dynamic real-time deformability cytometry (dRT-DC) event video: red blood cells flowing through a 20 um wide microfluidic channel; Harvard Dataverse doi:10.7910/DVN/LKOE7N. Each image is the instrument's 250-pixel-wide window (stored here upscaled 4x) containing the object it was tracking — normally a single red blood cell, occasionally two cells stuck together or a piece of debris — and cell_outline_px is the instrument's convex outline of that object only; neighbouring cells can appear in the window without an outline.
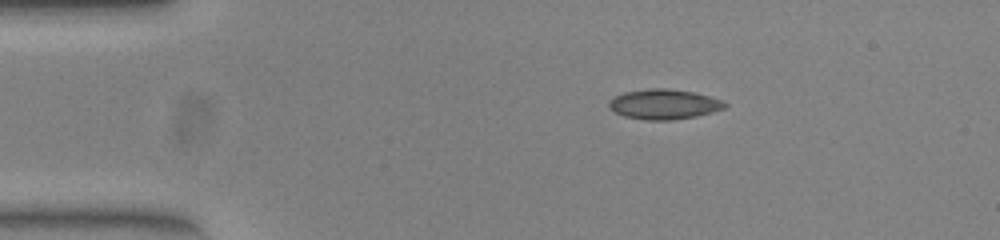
{"species": "common noctule bat (a hibernating species)", "species_latin": "Nyctalus noctula", "temperature_condition": "warm", "stored_images_in_passage": 44, "camera_frame_rate_fps": 3000, "um_per_image_px": 0.085, "animal": {"sex": "female", "body_mass_g": 23.0, "forearm_length_mm": 53.4}, "frame": {"image": 1, "passage_image": 1, "time_ms": 0.0, "image_size_px": [1000, 240], "cell_outline_px": [[728, 104], [724, 108], [712, 112], [696, 116], [672, 120], [644, 120], [624, 116], [608, 108], [608, 104], [616, 96], [624, 92], [648, 88], [668, 88], [696, 92], [724, 100]], "centroid_in_image_um": [56.47, 8.85], "position_along_channel_um": 28.5, "area_um2": 20.4}}
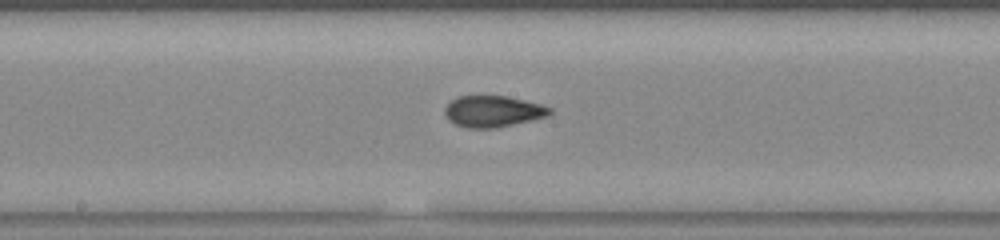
{"frame": {"image": 2, "passage_image": 19, "time_ms": 6.0, "image_size_px": [1000, 240], "cell_outline_px": [[552, 112], [548, 116], [532, 120], [496, 128], [468, 128], [456, 124], [448, 120], [444, 112], [444, 108], [452, 100], [460, 96], [508, 96], [540, 104], [552, 108]], "centroid_in_image_um": [41.91, 9.47], "position_along_channel_um": 206.3, "area_um2": 19.13}}
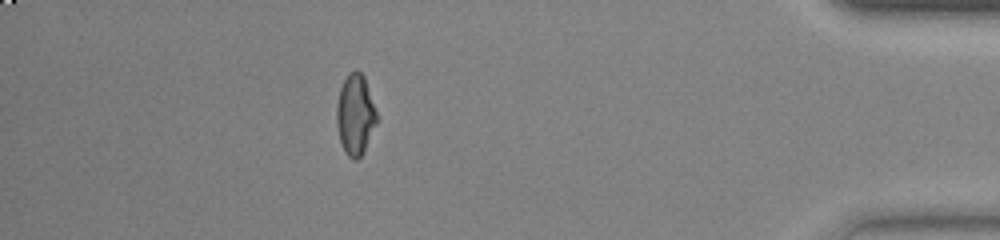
{"frame": {"image": 3, "passage_image": 38, "time_ms": 12.333, "image_size_px": [1000, 240], "cell_outline_px": [[376, 124], [364, 152], [356, 160], [348, 156], [344, 152], [340, 140], [336, 124], [336, 108], [340, 88], [348, 72], [356, 68], [364, 76], [376, 112]], "centroid_in_image_um": [30.18, 9.74], "position_along_channel_um": 405.0, "area_um2": 18.79}, "authors_computed_cell_mechanics": {"area_um2": 19.0162, "velocity_mm_per_s": 3.9208, "shape_relaxation_time_tau1_ms": null, "shape_relaxation_time_tau2_ms": 1.3236, "deformation_change_tau1": null, "deformation_change_tau2": 0.067}}